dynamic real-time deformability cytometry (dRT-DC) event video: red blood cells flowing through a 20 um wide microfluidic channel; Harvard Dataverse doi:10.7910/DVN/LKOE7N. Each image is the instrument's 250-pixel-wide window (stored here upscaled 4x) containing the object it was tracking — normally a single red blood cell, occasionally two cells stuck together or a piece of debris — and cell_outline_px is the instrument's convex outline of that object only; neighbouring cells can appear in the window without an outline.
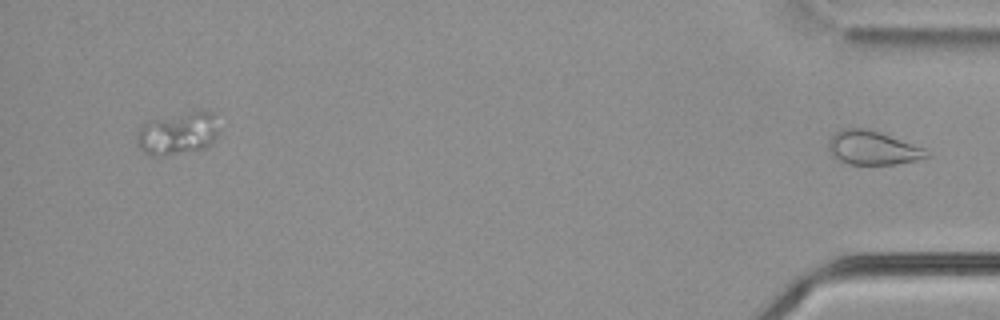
{"species": "common noctule bat (a hibernating species)", "species_latin": "Nyctalus noctula", "temperature_condition": "cold", "stored_images_in_passage": 42, "segment_of_instrument_passage": [2, 2], "camera_frame_rate_fps": 3000, "um_per_image_px": 0.085, "animal": {"sex": "male", "body_mass_g": 21.5, "forearm_length_mm": 52.0}, "frame": {"image": 1, "passage_image": 42, "time_ms": 13.667, "image_size_px": [1000, 320], "cell_outline_px": [[932, 156], [916, 160], [896, 164], [848, 164], [832, 156], [828, 152], [828, 144], [832, 136], [840, 128], [864, 128], [880, 132], [924, 148]], "centroid_in_image_um": [74.16, 12.57], "position_along_channel_um": 361.0, "area_um2": 19.31}}